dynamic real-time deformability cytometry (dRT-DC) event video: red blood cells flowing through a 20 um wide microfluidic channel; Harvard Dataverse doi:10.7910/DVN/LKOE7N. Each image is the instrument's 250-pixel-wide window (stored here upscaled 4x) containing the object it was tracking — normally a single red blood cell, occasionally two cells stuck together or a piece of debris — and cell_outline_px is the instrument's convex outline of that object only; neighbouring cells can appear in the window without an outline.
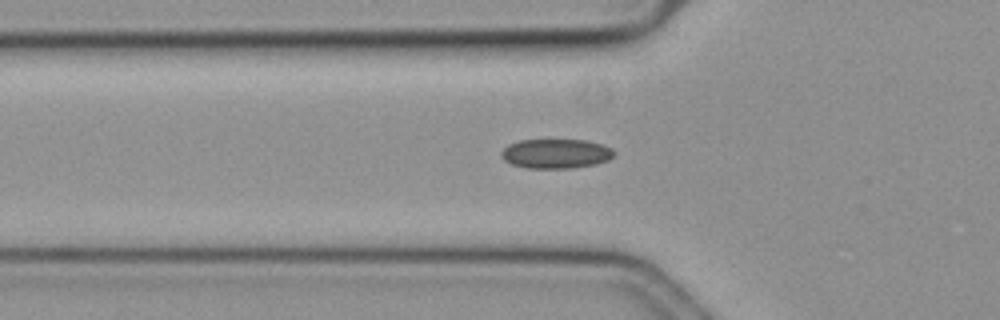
{"species": "common noctule bat (a hibernating species)", "species_latin": "Nyctalus noctula", "temperature_condition": "cold", "stored_images_in_passage": 37, "camera_frame_rate_fps": 3000, "um_per_image_px": 0.085, "animal": {"sex": "female", "body_mass_g": 19.3, "forearm_length_mm": 54.1}, "frame": {"image": 1, "passage_image": 5, "time_ms": 1.333, "image_size_px": [1000, 320], "cell_outline_px": [[616, 152], [608, 160], [596, 164], [572, 168], [528, 168], [512, 164], [504, 160], [500, 156], [500, 152], [508, 144], [520, 140], [584, 140], [600, 144], [612, 148]], "centroid_in_image_um": [47.23, 13.06], "position_along_channel_um": 78.6, "area_um2": 19.36}}
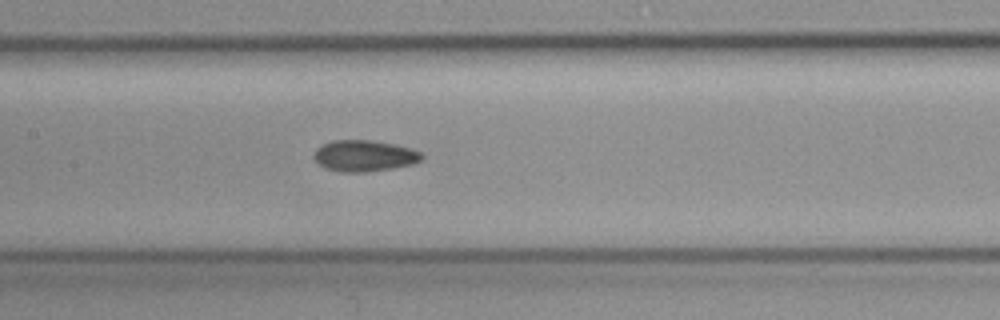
{"frame": {"image": 2, "passage_image": 13, "time_ms": 4.0, "image_size_px": [1000, 320], "cell_outline_px": [[424, 156], [420, 160], [412, 164], [392, 168], [364, 172], [340, 172], [324, 168], [316, 164], [312, 156], [316, 148], [332, 140], [372, 140], [392, 144], [408, 148], [420, 152]], "centroid_in_image_um": [30.89, 13.25], "position_along_channel_um": 176.5, "area_um2": 19.65}}
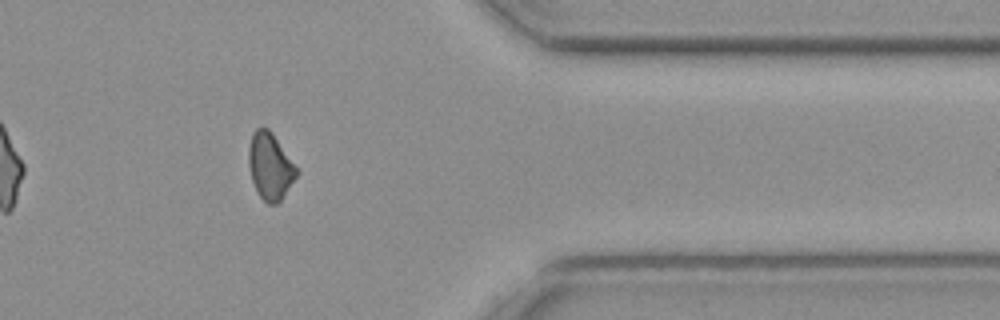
{"frame": {"image": 3, "passage_image": 32, "time_ms": 10.333, "image_size_px": [1000, 320], "cell_outline_px": [[296, 176], [280, 200], [276, 204], [268, 204], [256, 192], [252, 180], [248, 164], [248, 148], [252, 132], [256, 128], [268, 128], [272, 132], [296, 168]], "centroid_in_image_um": [22.9, 14.12], "position_along_channel_um": 388.5, "area_um2": 18.21}, "authors_computed_cell_mechanics": {"area_um2": 18.9584, "velocity_mm_per_s": 3.6474, "shape_relaxation_time_tau1_ms": 8.5991, "shape_relaxation_time_tau2_ms": 4.682, "deformation_change_tau1": 0.1141, "deformation_change_tau2": 0.0916}}